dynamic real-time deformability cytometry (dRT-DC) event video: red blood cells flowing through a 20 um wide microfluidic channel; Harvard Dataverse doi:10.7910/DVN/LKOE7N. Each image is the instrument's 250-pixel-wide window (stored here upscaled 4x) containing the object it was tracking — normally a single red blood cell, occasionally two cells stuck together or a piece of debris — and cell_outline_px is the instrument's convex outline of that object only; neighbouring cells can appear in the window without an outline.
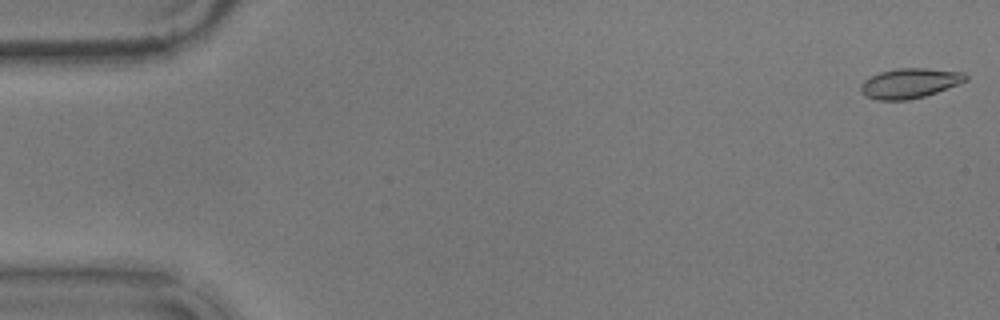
{"species": "common noctule bat (a hibernating species)", "species_latin": "Nyctalus noctula", "temperature_condition": "warm", "stored_images_in_passage": 56, "camera_frame_rate_fps": 3000, "um_per_image_px": 0.085, "animal": {"sex": "male", "body_mass_g": 17.9}, "frame": {"image": 1, "passage_image": 1, "time_ms": 0.0, "image_size_px": [1000, 320], "cell_outline_px": [[968, 80], [960, 84], [924, 96], [908, 100], [876, 100], [864, 96], [860, 92], [860, 84], [864, 80], [880, 72], [896, 68], [924, 68], [964, 72], [968, 76]], "centroid_in_image_um": [77.32, 7.08], "position_along_channel_um": 7.7, "area_um2": 18.44}}
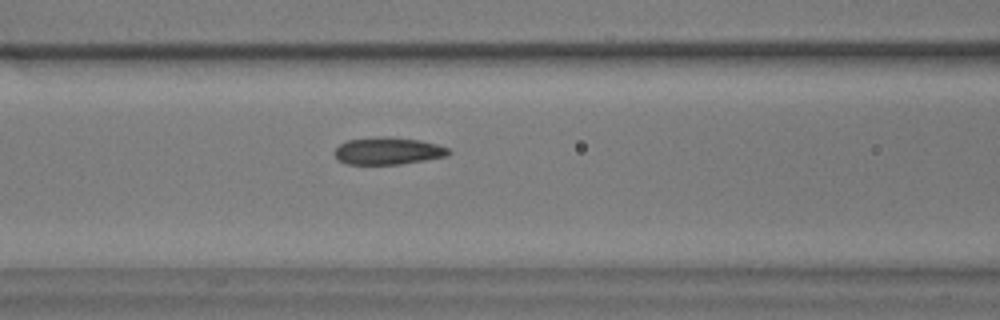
{"frame": {"image": 2, "passage_image": 23, "time_ms": 7.333, "image_size_px": [1000, 320], "cell_outline_px": [[452, 152], [448, 156], [400, 164], [348, 164], [336, 160], [336, 148], [344, 140], [380, 136], [388, 136], [420, 140], [436, 144], [448, 148]], "centroid_in_image_um": [32.97, 12.82], "position_along_channel_um": 133.6, "area_um2": 18.21}}
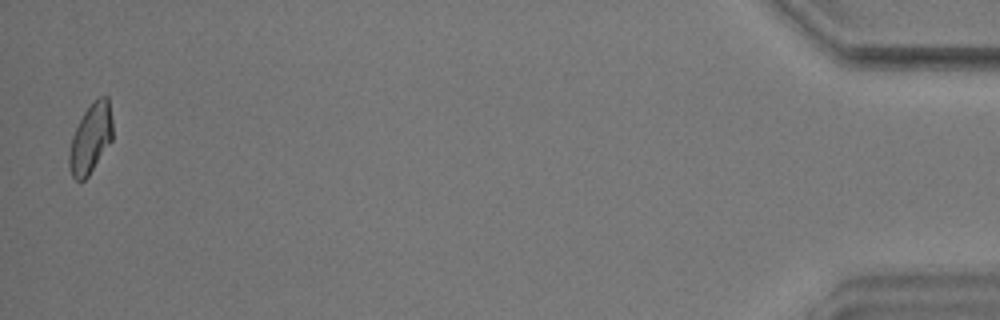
{"frame": {"image": 3, "passage_image": 55, "time_ms": 18.0, "image_size_px": [1000, 320], "cell_outline_px": [[112, 140], [88, 176], [80, 184], [72, 176], [68, 164], [68, 156], [72, 136], [84, 112], [100, 96], [108, 96], [112, 120]], "centroid_in_image_um": [7.69, 11.81], "position_along_channel_um": 427.5, "area_um2": 17.46}, "authors_computed_cell_mechanics": {"area_um2": 18.2648, "velocity_mm_per_s": 3.612, "shape_relaxation_time_tau1_ms": 10.3096, "shape_relaxation_time_tau2_ms": 2.372, "deformation_change_tau1": 0.1759, "deformation_change_tau2": 0.0726}}